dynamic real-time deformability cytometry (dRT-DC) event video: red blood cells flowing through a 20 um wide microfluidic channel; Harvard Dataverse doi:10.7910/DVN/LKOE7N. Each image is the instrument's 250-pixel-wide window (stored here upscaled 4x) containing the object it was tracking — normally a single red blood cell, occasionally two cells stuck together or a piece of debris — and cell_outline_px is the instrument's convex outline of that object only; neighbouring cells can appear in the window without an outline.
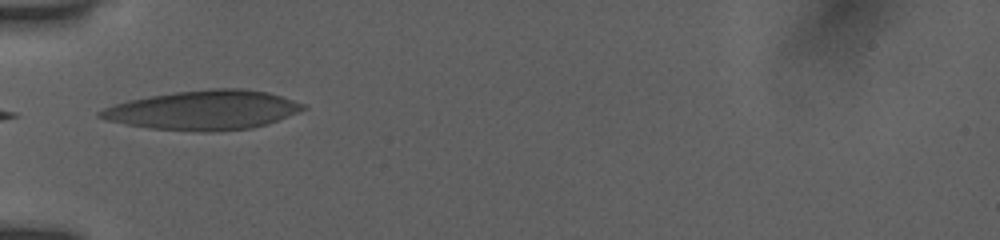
{"species": "human", "species_latin": "Homo sapiens", "temperature_condition": "room temperature", "stored_images_in_passage": 31, "camera_frame_rate_fps": 3000, "um_per_image_px": 0.085, "donor": {"sex": "female"}, "frame": {"image": 1, "passage_image": 1, "time_ms": 0.0, "image_size_px": [1000, 240], "cell_outline_px": [[308, 108], [268, 124], [252, 128], [208, 132], [204, 132], [152, 128], [104, 120], [96, 116], [96, 112], [104, 108], [128, 100], [176, 92], [212, 88], [244, 88], [268, 92], [304, 104]], "centroid_in_image_um": [17.3, 9.36], "position_along_channel_um": 67.7, "area_um2": 46.3}}
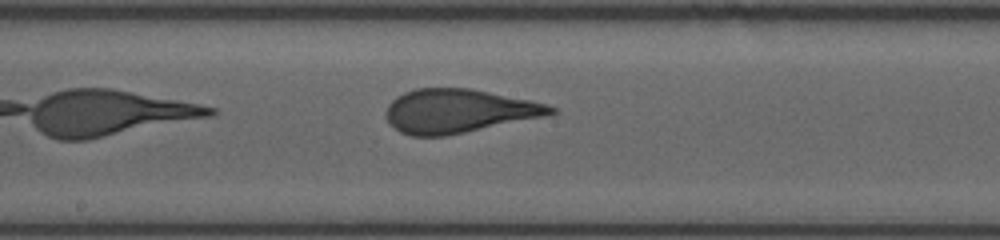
{"frame": {"image": 2, "passage_image": 12, "time_ms": 3.667, "image_size_px": [1000, 240], "cell_outline_px": [[556, 112], [548, 116], [444, 136], [412, 136], [400, 132], [388, 124], [384, 116], [384, 112], [388, 104], [396, 96], [404, 92], [416, 88], [472, 88], [548, 104], [556, 108]], "centroid_in_image_um": [38.94, 9.43], "position_along_channel_um": 209.3, "area_um2": 42.31}}
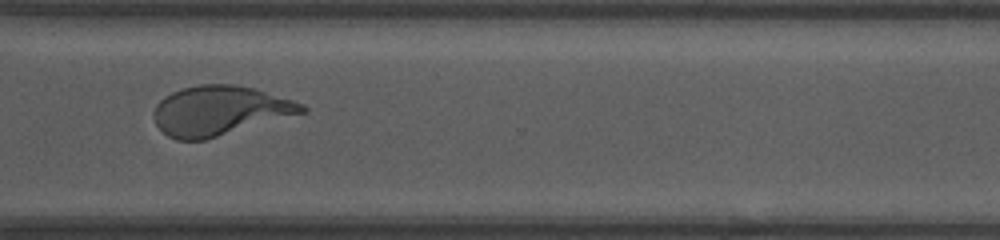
{"frame": {"image": 3, "passage_image": 23, "time_ms": 7.333, "image_size_px": [1000, 240], "cell_outline_px": [[308, 112], [204, 140], [176, 140], [168, 136], [156, 124], [152, 116], [152, 112], [156, 104], [164, 96], [180, 88], [200, 84], [236, 84], [252, 88], [292, 100], [304, 104], [308, 108]], "centroid_in_image_um": [18.66, 9.4], "position_along_channel_um": 351.9, "area_um2": 42.89}, "authors_computed_cell_mechanics": {"area_um2": 42.3096, "velocity_mm_per_s": 3.9138, "shape_relaxation_time_tau1_ms": 4.4215, "shape_relaxation_time_tau2_ms": null, "deformation_change_tau1": 0.1991, "deformation_change_tau2": null}}